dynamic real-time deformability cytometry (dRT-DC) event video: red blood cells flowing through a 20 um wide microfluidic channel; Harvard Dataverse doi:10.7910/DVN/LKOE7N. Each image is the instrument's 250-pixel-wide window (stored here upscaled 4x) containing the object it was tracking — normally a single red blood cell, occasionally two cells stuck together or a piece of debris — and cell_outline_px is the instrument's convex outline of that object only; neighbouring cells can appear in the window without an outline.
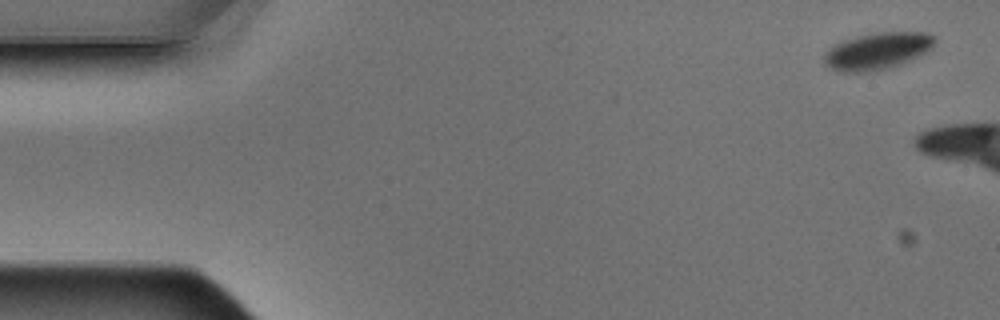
{"species": "Egyptian fruit bat (a non-hibernating species)", "species_latin": "Rousettus aegyptiacus", "temperature_condition": "warm", "stored_images_in_passage": 3, "camera_frame_rate_fps": 3000, "um_per_image_px": 0.085, "animal": {"sex": "male"}, "frame": {"image": 1, "passage_image": 1, "time_ms": 0.0, "image_size_px": [1000, 320], "cell_outline_px": [[936, 40], [932, 48], [900, 64], [888, 68], [864, 72], [836, 72], [824, 64], [824, 52], [828, 48], [840, 40], [872, 32], [928, 32], [936, 36]], "centroid_in_image_um": [74.52, 4.31], "position_along_channel_um": 10.5, "area_um2": 24.04}}